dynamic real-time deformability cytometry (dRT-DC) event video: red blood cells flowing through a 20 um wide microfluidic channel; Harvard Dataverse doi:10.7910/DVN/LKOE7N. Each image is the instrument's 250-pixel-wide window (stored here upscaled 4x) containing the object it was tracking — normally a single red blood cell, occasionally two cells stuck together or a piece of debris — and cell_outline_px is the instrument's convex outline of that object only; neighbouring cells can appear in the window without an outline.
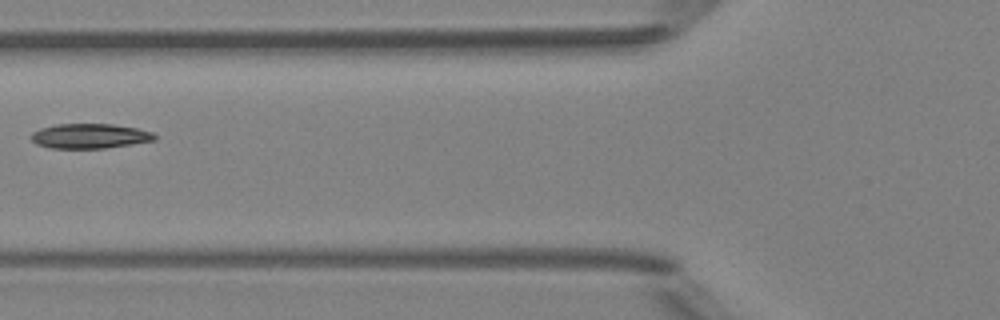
{"species": "Egyptian fruit bat (a non-hibernating species)", "species_latin": "Rousettus aegyptiacus", "temperature_condition": "room temperature", "stored_images_in_passage": 6, "camera_frame_rate_fps": 3000, "um_per_image_px": 0.085, "animal": {"sex": "female"}, "frame": {"image": 1, "passage_image": 6, "time_ms": 5.667, "image_size_px": [1000, 320], "cell_outline_px": [[156, 140], [132, 144], [104, 148], [52, 148], [36, 144], [28, 136], [32, 132], [40, 128], [56, 124], [112, 124], [136, 128], [152, 132], [156, 136]], "centroid_in_image_um": [7.6, 11.56], "position_along_channel_um": 118.2, "area_um2": 17.86}}